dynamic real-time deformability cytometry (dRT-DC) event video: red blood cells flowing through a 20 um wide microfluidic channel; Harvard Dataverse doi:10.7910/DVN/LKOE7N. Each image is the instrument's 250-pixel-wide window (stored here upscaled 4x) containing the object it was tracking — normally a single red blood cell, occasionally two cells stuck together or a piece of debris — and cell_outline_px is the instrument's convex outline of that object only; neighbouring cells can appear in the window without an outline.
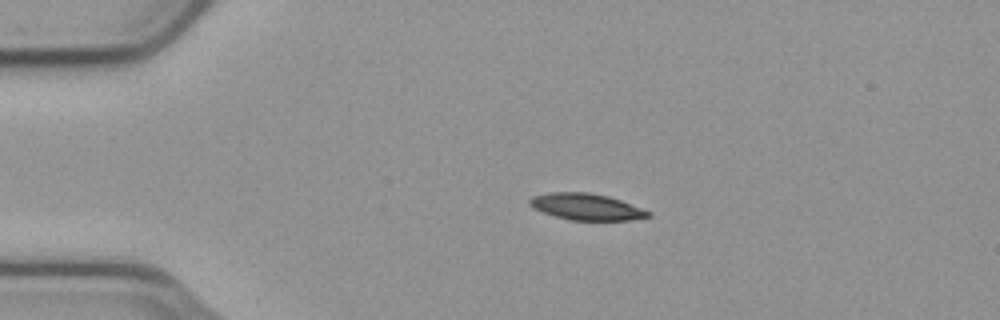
{"species": "common noctule bat (a hibernating species)", "species_latin": "Nyctalus noctula", "temperature_condition": "cold", "stored_images_in_passage": 44, "camera_frame_rate_fps": 3000, "um_per_image_px": 0.085, "animal": {"sex": "male", "body_mass_g": 23.1, "forearm_length_mm": 52.7}, "frame": {"image": 1, "passage_image": 1, "time_ms": 0.0, "image_size_px": [1000, 320], "cell_outline_px": [[652, 216], [632, 220], [568, 220], [532, 208], [528, 204], [528, 200], [532, 196], [548, 192], [588, 192], [608, 196], [620, 200], [652, 212]], "centroid_in_image_um": [49.83, 17.57], "position_along_channel_um": 35.2, "area_um2": 18.38}}
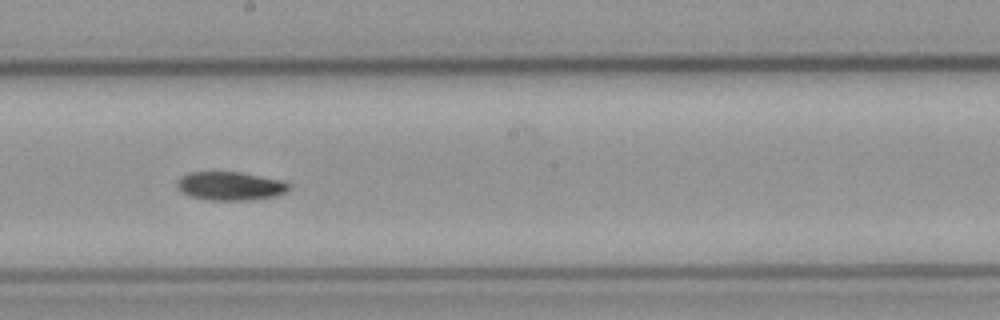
{"frame": {"image": 2, "passage_image": 20, "time_ms": 6.333, "image_size_px": [1000, 320], "cell_outline_px": [[292, 188], [276, 196], [252, 200], [208, 200], [192, 196], [184, 192], [176, 184], [184, 176], [192, 172], [240, 172], [284, 180], [292, 184]], "centroid_in_image_um": [19.69, 15.81], "position_along_channel_um": 228.5, "area_um2": 18.5}}
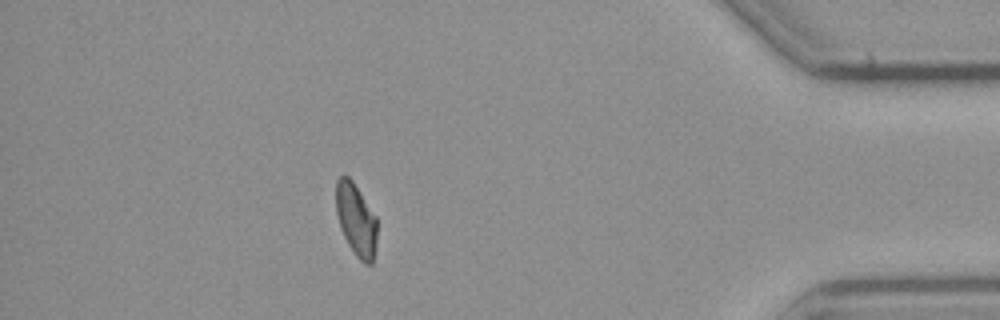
{"frame": {"image": 3, "passage_image": 38, "time_ms": 12.333, "image_size_px": [1000, 320], "cell_outline_px": [[376, 244], [372, 264], [364, 264], [356, 256], [348, 244], [340, 228], [336, 212], [336, 180], [340, 176], [348, 176], [352, 180], [376, 216]], "centroid_in_image_um": [30.26, 18.68], "position_along_channel_um": 404.9, "area_um2": 17.28}}